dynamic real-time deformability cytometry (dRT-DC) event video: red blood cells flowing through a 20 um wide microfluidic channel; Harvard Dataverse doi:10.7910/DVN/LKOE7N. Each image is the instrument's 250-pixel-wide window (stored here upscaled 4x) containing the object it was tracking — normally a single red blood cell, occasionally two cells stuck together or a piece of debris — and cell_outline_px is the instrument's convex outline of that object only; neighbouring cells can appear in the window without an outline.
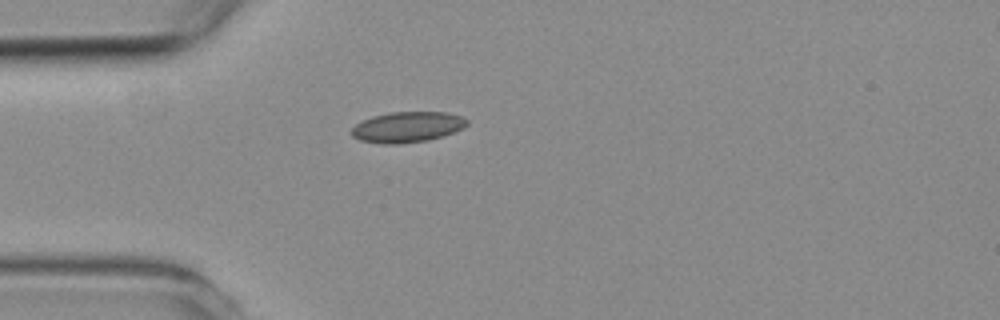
{"species": "common noctule bat (a hibernating species)", "species_latin": "Nyctalus noctula", "temperature_condition": "room temperature", "stored_images_in_passage": 1, "camera_frame_rate_fps": 3000, "um_per_image_px": 0.085, "animal": {"sex": "female", "body_mass_g": 19.3, "forearm_length_mm": 54.1}, "frame": {"image": 1, "passage_image": 1, "time_ms": 0.0, "image_size_px": [1000, 320], "cell_outline_px": [[468, 124], [464, 128], [444, 136], [428, 140], [400, 144], [384, 144], [360, 140], [352, 136], [352, 128], [356, 124], [372, 116], [392, 112], [444, 112], [460, 116], [468, 120]], "centroid_in_image_um": [34.64, 10.8], "position_along_channel_um": 50.4, "area_um2": 20.58}}